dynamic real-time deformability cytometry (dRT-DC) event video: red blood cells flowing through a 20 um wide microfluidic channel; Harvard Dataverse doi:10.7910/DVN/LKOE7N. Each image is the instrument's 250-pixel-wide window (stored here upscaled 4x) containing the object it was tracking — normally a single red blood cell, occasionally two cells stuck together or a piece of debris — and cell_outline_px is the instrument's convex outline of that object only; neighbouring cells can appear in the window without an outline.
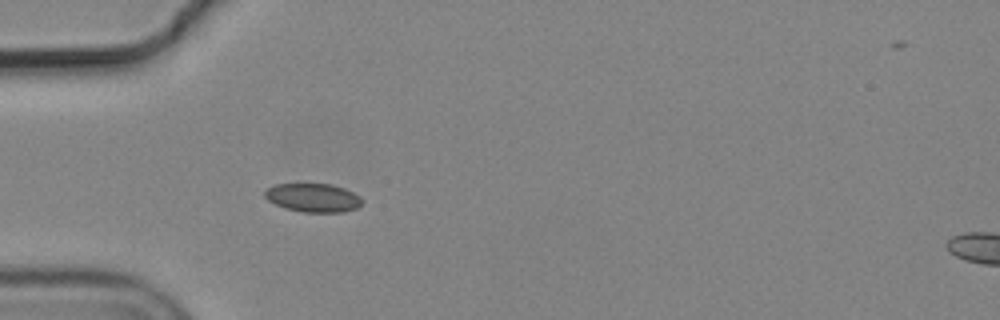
{"species": "common noctule bat (a hibernating species)", "species_latin": "Nyctalus noctula", "temperature_condition": "cold", "stored_images_in_passage": 25, "camera_frame_rate_fps": 3000, "um_per_image_px": 0.085, "animal": {"sex": "male", "body_mass_g": 19.2, "forearm_length_mm": 51.8}, "frame": {"image": 1, "passage_image": 8, "time_ms": 2.333, "image_size_px": [1000, 320], "cell_outline_px": [[364, 200], [356, 208], [344, 212], [304, 212], [284, 208], [268, 200], [264, 196], [264, 192], [268, 188], [276, 184], [332, 184], [344, 188], [360, 196]], "centroid_in_image_um": [26.62, 16.8], "position_along_channel_um": 58.4, "area_um2": 16.18}}
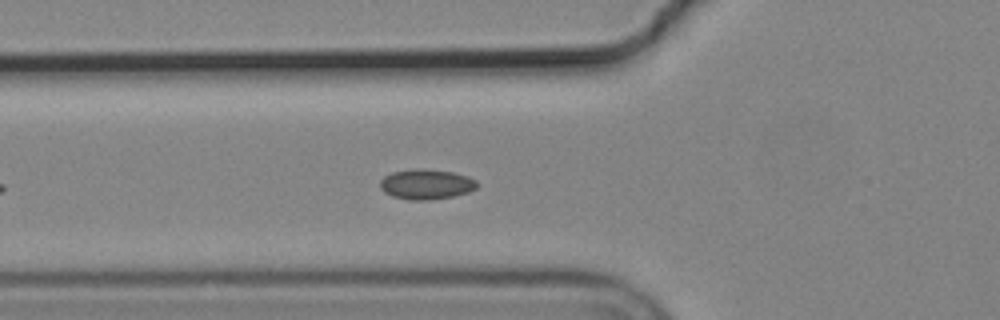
{"frame": {"image": 2, "passage_image": 11, "time_ms": 3.333, "image_size_px": [1000, 320], "cell_outline_px": [[480, 184], [476, 188], [468, 192], [452, 196], [428, 200], [408, 200], [392, 196], [384, 192], [380, 188], [380, 180], [384, 176], [392, 172], [416, 168], [424, 168], [452, 172], [468, 176], [476, 180]], "centroid_in_image_um": [36.23, 15.65], "position_along_channel_um": 89.6, "area_um2": 17.17}}